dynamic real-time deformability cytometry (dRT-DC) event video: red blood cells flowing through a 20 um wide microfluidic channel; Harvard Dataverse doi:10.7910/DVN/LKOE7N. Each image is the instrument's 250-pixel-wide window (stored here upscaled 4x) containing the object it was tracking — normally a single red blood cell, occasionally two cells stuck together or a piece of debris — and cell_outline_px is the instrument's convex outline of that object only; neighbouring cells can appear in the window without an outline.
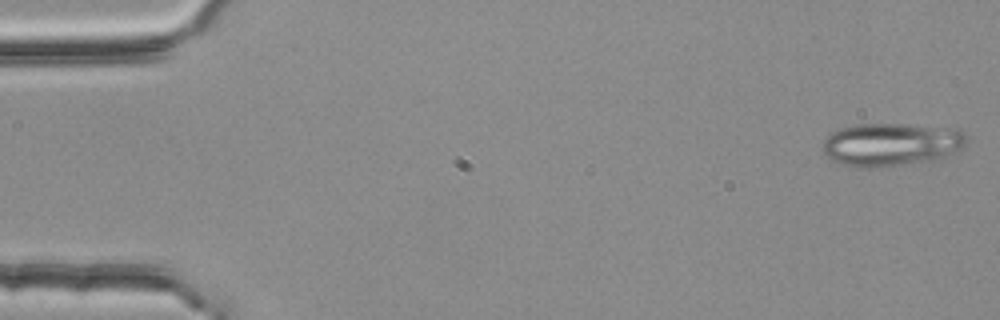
{"species": "common noctule bat (a hibernating species)", "species_latin": "Nyctalus noctula", "temperature_condition": "room temperature", "stored_images_in_passage": 3, "camera_frame_rate_fps": 3000, "um_per_image_px": 0.085, "animal": {"sex": "female", "body_mass_g": 25.1}, "frame": {"image": 1, "passage_image": 1, "time_ms": 0.0, "image_size_px": [1000, 320], "cell_outline_px": [[968, 136], [964, 144], [960, 148], [936, 160], [884, 168], [856, 168], [840, 164], [832, 160], [820, 148], [824, 140], [832, 132], [840, 128], [856, 124], [904, 124], [960, 128]], "centroid_in_image_um": [75.73, 12.29], "position_along_channel_um": 9.3, "area_um2": 36.76}}